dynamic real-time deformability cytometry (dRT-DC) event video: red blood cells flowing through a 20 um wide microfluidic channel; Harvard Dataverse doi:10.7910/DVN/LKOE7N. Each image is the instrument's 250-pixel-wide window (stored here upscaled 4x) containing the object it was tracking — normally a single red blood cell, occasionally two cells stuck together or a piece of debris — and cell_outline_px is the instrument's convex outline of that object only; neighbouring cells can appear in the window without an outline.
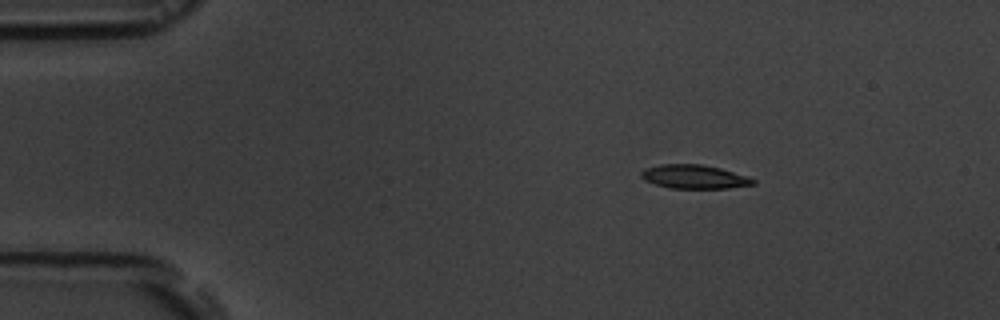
{"species": "common noctule bat (a hibernating species)", "species_latin": "Nyctalus noctula", "temperature_condition": "room temperature", "stored_images_in_passage": 2, "camera_frame_rate_fps": 3000, "um_per_image_px": 0.085, "animal": {"sex": "male", "body_mass_g": 19.5, "forearm_length_mm": 54.6}, "frame": {"image": 1, "passage_image": 1, "time_ms": 0.0, "image_size_px": [1000, 320], "cell_outline_px": [[756, 184], [728, 188], [668, 188], [644, 180], [640, 176], [640, 172], [644, 168], [660, 164], [700, 164], [720, 168], [748, 176], [756, 180]], "centroid_in_image_um": [59.0, 15.02], "position_along_channel_um": 26.0, "area_um2": 15.61}}